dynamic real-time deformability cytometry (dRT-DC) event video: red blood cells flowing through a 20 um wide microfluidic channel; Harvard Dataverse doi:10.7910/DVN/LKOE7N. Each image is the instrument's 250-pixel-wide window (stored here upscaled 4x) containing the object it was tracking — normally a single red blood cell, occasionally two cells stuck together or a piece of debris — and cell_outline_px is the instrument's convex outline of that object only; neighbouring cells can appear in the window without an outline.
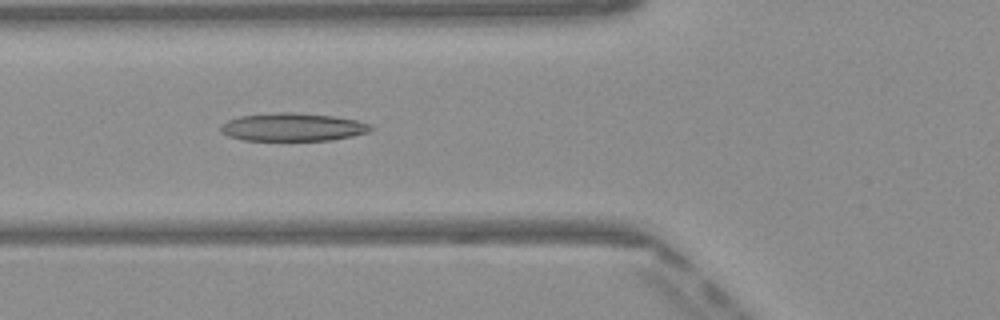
{"species": "Egyptian fruit bat (a non-hibernating species)", "species_latin": "Rousettus aegyptiacus", "temperature_condition": "warm", "stored_images_in_passage": 37, "camera_frame_rate_fps": 3000, "um_per_image_px": 0.085, "frame": {"image": 1, "passage_image": 6, "time_ms": 1.667, "image_size_px": [1000, 320], "cell_outline_px": [[376, 128], [368, 132], [352, 136], [332, 140], [244, 140], [228, 136], [220, 132], [220, 124], [228, 120], [240, 116], [276, 112], [288, 112], [332, 116], [356, 120], [372, 124]], "centroid_in_image_um": [24.89, 10.8], "position_along_channel_um": 100.9, "area_um2": 24.57}}
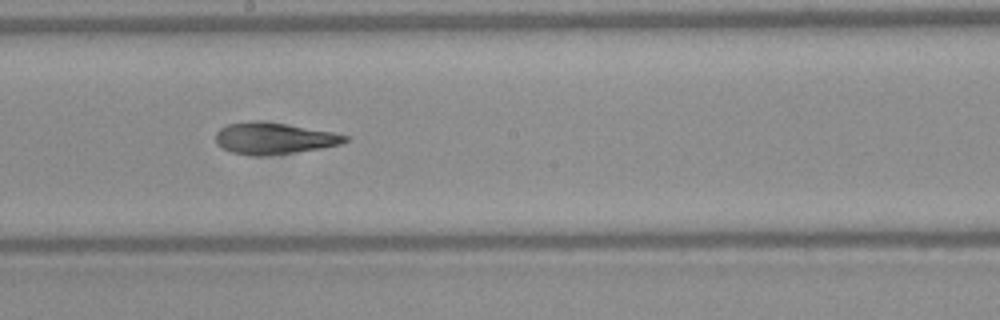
{"frame": {"image": 2, "passage_image": 15, "time_ms": 4.667, "image_size_px": [1000, 320], "cell_outline_px": [[352, 140], [340, 144], [320, 148], [292, 152], [260, 156], [256, 156], [232, 152], [224, 148], [216, 140], [216, 132], [220, 128], [228, 124], [248, 120], [256, 120], [288, 124], [332, 132], [352, 136]], "centroid_in_image_um": [23.33, 11.74], "position_along_channel_um": 224.9, "area_um2": 23.7}}
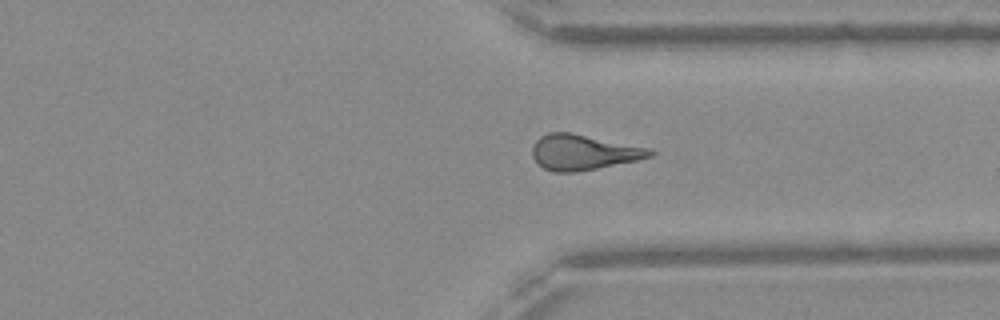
{"frame": {"image": 3, "passage_image": 25, "time_ms": 8.0, "image_size_px": [1000, 320], "cell_outline_px": [[656, 152], [652, 156], [636, 160], [596, 168], [572, 172], [556, 172], [544, 168], [532, 156], [532, 148], [536, 140], [540, 136], [548, 132], [572, 132], [652, 148]], "centroid_in_image_um": [49.61, 12.91], "position_along_channel_um": 361.8, "area_um2": 24.22}, "authors_computed_cell_mechanics": {"area_um2": 23.8136, "velocity_mm_per_s": 4.1059, "shape_relaxation_time_tau1_ms": null, "shape_relaxation_time_tau2_ms": 2.8645, "deformation_change_tau1": null, "deformation_change_tau2": 0.1379}}